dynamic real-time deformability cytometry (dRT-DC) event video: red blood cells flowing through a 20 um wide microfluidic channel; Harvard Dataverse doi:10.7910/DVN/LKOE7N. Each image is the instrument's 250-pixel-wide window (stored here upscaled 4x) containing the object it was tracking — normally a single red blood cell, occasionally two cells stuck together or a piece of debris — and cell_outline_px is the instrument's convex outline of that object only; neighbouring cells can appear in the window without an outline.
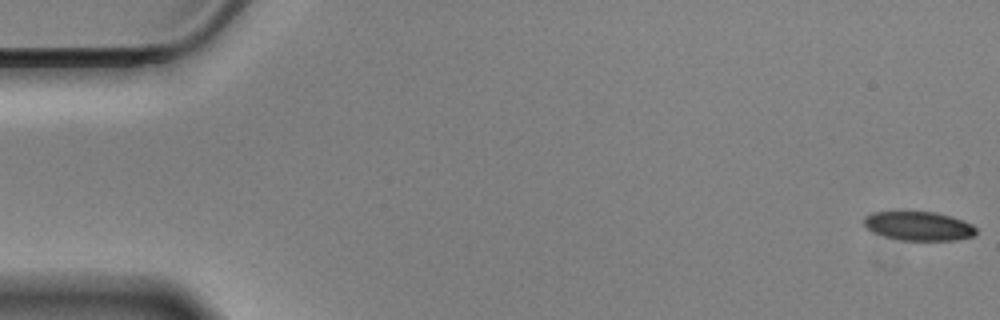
{"species": "Egyptian fruit bat (a non-hibernating species)", "species_latin": "Rousettus aegyptiacus", "temperature_condition": "cold", "stored_images_in_passage": 58, "camera_frame_rate_fps": 3000, "um_per_image_px": 0.085, "animal": {"sex": "male"}, "frame": {"image": 1, "passage_image": 1, "time_ms": 0.0, "image_size_px": [1000, 320], "cell_outline_px": [[976, 232], [972, 236], [956, 240], [900, 240], [884, 236], [872, 232], [864, 228], [864, 216], [872, 212], [936, 212], [952, 216], [964, 220], [972, 224], [976, 228]], "centroid_in_image_um": [78.06, 19.21], "position_along_channel_um": 6.9, "area_um2": 19.07}}
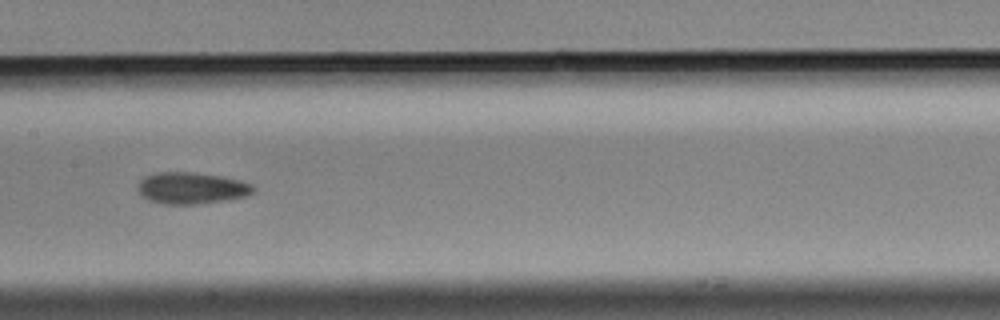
{"frame": {"image": 2, "passage_image": 29, "time_ms": 9.333, "image_size_px": [1000, 320], "cell_outline_px": [[256, 192], [244, 196], [228, 200], [196, 204], [164, 204], [148, 200], [136, 188], [140, 180], [144, 176], [156, 172], [192, 172], [224, 176], [240, 180], [252, 184], [256, 188]], "centroid_in_image_um": [16.3, 15.98], "position_along_channel_um": 191.1, "area_um2": 21.5}}
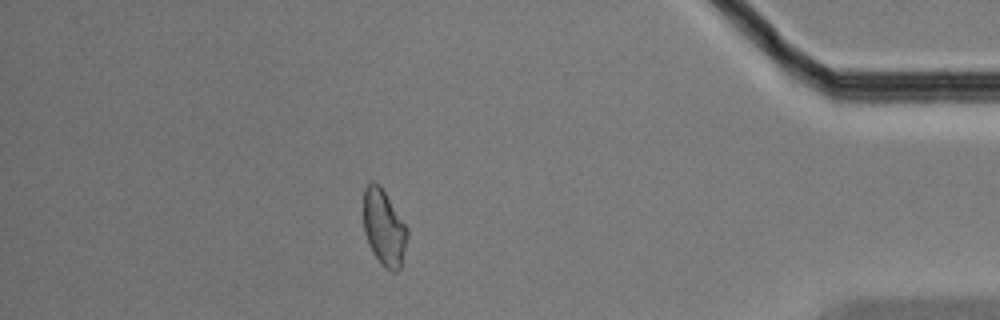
{"frame": {"image": 3, "passage_image": 51, "time_ms": 16.667, "image_size_px": [1000, 320], "cell_outline_px": [[408, 236], [400, 268], [396, 272], [392, 272], [384, 268], [380, 264], [372, 252], [368, 244], [364, 232], [364, 188], [372, 180], [380, 184], [408, 228]], "centroid_in_image_um": [32.64, 19.36], "position_along_channel_um": 402.6, "area_um2": 19.65}, "authors_computed_cell_mechanics": {"area_um2": 20.2878, "velocity_mm_per_s": 3.4621, "shape_relaxation_time_tau1_ms": 7.2307, "shape_relaxation_time_tau2_ms": 6.514, "deformation_change_tau1": 0.1094, "deformation_change_tau2": 0.1141}}